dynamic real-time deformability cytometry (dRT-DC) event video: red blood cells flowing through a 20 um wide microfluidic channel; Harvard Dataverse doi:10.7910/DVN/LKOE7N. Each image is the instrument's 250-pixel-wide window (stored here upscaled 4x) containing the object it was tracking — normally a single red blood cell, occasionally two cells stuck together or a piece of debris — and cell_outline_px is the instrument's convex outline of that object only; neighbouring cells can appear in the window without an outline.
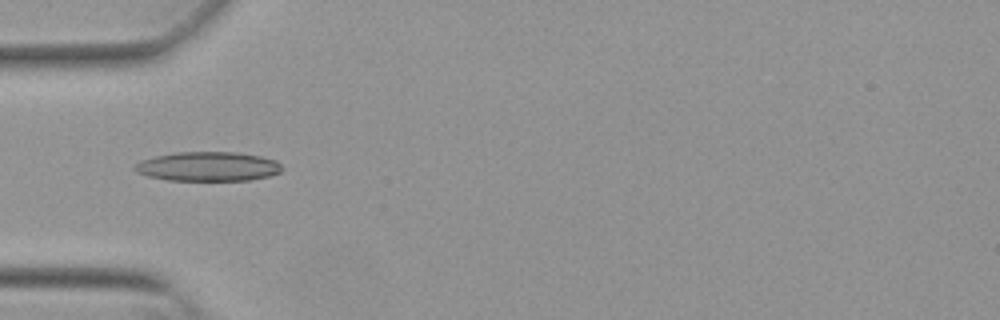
{"species": "Egyptian fruit bat (a non-hibernating species)", "species_latin": "Rousettus aegyptiacus", "temperature_condition": "warm", "stored_images_in_passage": 33, "camera_frame_rate_fps": 3000, "um_per_image_px": 0.085, "animal": {"sex": "female"}, "frame": {"image": 1, "passage_image": 1, "time_ms": 0.0, "image_size_px": [1000, 320], "cell_outline_px": [[284, 168], [280, 172], [268, 176], [248, 180], [168, 180], [148, 176], [136, 172], [132, 168], [140, 160], [172, 152], [240, 152], [260, 156], [276, 160]], "centroid_in_image_um": [17.67, 14.14], "position_along_channel_um": 67.3, "area_um2": 25.26}}
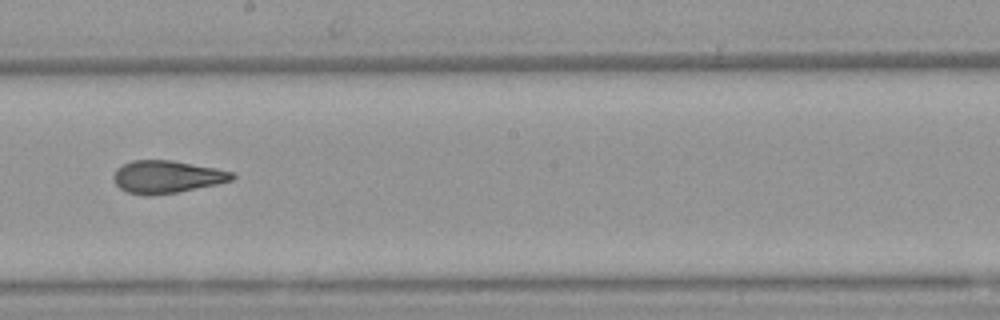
{"frame": {"image": 2, "passage_image": 14, "time_ms": 4.333, "image_size_px": [1000, 320], "cell_outline_px": [[236, 176], [232, 180], [216, 184], [176, 192], [148, 196], [128, 192], [120, 188], [116, 184], [112, 176], [116, 168], [132, 160], [172, 160], [232, 172]], "centroid_in_image_um": [14.13, 15.03], "position_along_channel_um": 234.1, "area_um2": 22.2}}
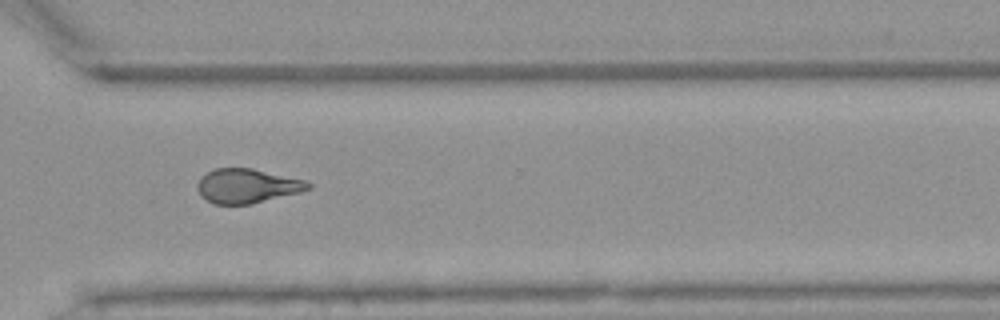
{"frame": {"image": 3, "passage_image": 23, "time_ms": 7.333, "image_size_px": [1000, 320], "cell_outline_px": [[312, 188], [300, 192], [252, 204], [212, 204], [200, 196], [200, 176], [216, 168], [252, 168], [304, 180], [312, 184]], "centroid_in_image_um": [21.03, 15.81], "position_along_channel_um": 349.6, "area_um2": 21.96}, "authors_computed_cell_mechanics": {"area_um2": 23.0044, "velocity_mm_per_s": 3.8556, "shape_relaxation_time_tau1_ms": 8.1681, "shape_relaxation_time_tau2_ms": 2.2167, "deformation_change_tau1": 0.2334, "deformation_change_tau2": 0.1071}}